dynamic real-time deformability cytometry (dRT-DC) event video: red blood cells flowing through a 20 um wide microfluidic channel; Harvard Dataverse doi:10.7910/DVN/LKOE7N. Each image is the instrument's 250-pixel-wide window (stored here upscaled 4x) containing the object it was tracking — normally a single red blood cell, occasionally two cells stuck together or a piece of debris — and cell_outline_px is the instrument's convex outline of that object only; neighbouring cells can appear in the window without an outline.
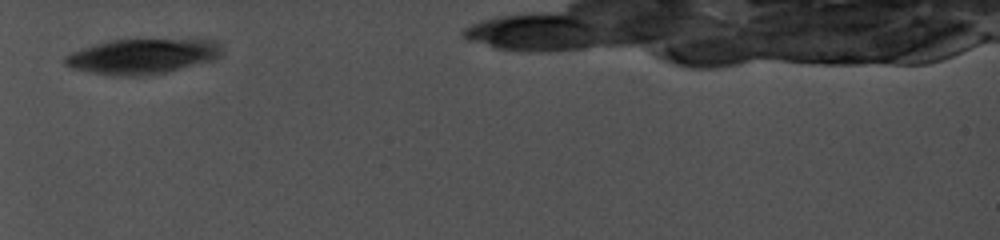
{"species": "common noctule bat (a hibernating species)", "species_latin": "Nyctalus noctula", "temperature_condition": "cold", "stored_images_in_passage": 10, "camera_frame_rate_fps": 5000, "um_per_image_px": 0.085, "animal": {"sex": "female", "body_mass_g": 19.0, "forearm_length_mm": 56.7}, "frame": {"image": 1, "passage_image": 1, "time_ms": 0.0, "image_size_px": [1000, 240], "cell_outline_px": [[224, 52], [220, 56], [212, 60], [168, 72], [140, 76], [116, 76], [88, 72], [72, 68], [64, 64], [64, 56], [72, 52], [108, 40], [216, 40], [224, 48]], "centroid_in_image_um": [12.12, 4.8], "position_along_channel_um": 72.9, "area_um2": 32.08}}